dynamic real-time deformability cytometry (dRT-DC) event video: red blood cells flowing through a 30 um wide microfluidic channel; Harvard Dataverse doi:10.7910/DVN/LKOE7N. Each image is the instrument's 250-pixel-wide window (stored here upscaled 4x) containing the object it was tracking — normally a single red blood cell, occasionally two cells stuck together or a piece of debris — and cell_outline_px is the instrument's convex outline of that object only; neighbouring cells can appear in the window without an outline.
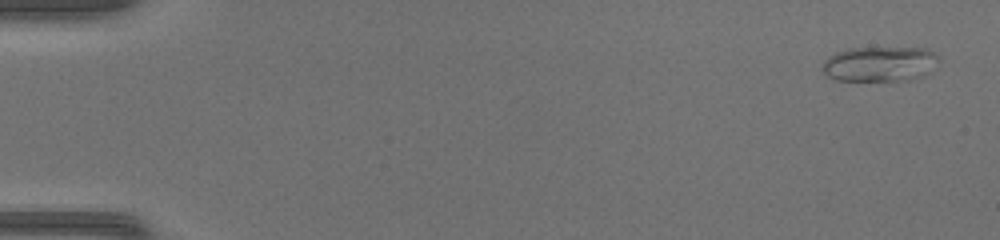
{"species": "common noctule bat (a hibernating species)", "species_latin": "Nyctalus noctula", "temperature_condition": "warm", "stored_images_in_passage": 48, "camera_frame_rate_fps": 3000, "um_per_image_px": 0.085, "animal": {"sex": "female", "body_mass_g": 17.0, "forearm_length_mm": 48.0}, "frame": {"image": 1, "passage_image": 1, "time_ms": 0.0, "image_size_px": [1000, 240], "cell_outline_px": [[940, 60], [932, 72], [924, 76], [908, 80], [836, 80], [828, 76], [824, 72], [820, 64], [828, 56], [836, 52], [852, 48], [928, 48], [940, 56]], "centroid_in_image_um": [74.83, 5.43], "position_along_channel_um": 10.2, "area_um2": 24.1}}
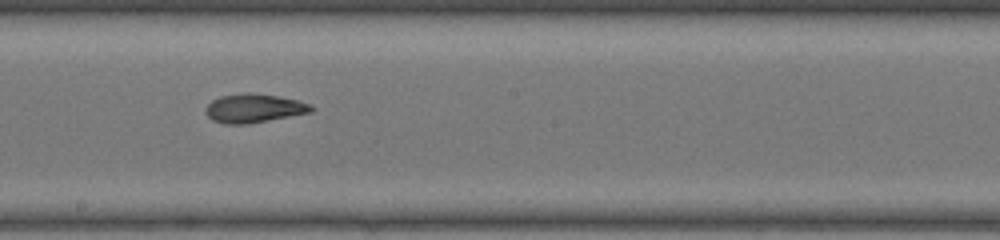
{"frame": {"image": 2, "passage_image": 27, "time_ms": 8.667, "image_size_px": [1000, 240], "cell_outline_px": [[316, 108], [312, 112], [248, 124], [224, 124], [212, 120], [204, 112], [204, 108], [212, 100], [220, 96], [248, 92], [280, 96], [296, 100], [308, 104]], "centroid_in_image_um": [21.56, 9.2], "position_along_channel_um": 226.6, "area_um2": 17.8}}
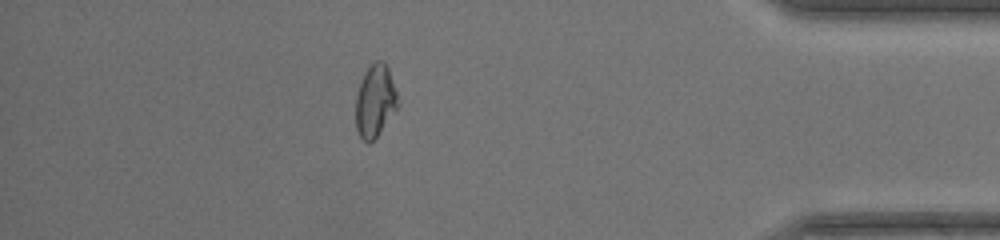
{"frame": {"image": 3, "passage_image": 42, "time_ms": 13.667, "image_size_px": [1000, 240], "cell_outline_px": [[400, 104], [376, 136], [368, 144], [360, 136], [356, 128], [356, 96], [360, 80], [364, 72], [376, 60], [384, 60], [388, 68], [400, 100]], "centroid_in_image_um": [31.89, 8.54], "position_along_channel_um": 403.3, "area_um2": 17.74}, "authors_computed_cell_mechanics": {"area_um2": 17.9758, "velocity_mm_per_s": 4.3203, "shape_relaxation_time_tau1_ms": null, "shape_relaxation_time_tau2_ms": 2.6701, "deformation_change_tau1": null, "deformation_change_tau2": 0.0916}}